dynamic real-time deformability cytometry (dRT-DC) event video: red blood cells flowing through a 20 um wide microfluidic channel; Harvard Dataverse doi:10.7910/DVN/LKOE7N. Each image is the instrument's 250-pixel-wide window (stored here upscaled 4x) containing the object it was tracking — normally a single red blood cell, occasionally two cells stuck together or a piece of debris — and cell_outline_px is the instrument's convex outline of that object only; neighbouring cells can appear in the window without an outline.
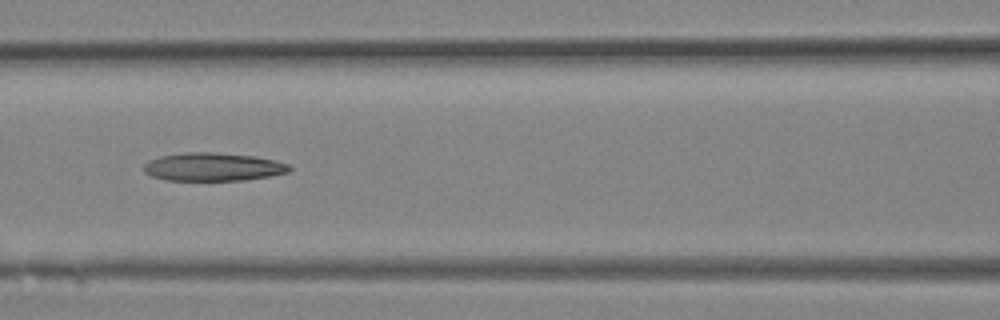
{"species": "Egyptian fruit bat (a non-hibernating species)", "species_latin": "Rousettus aegyptiacus", "temperature_condition": "room temperature", "stored_images_in_passage": 18, "camera_frame_rate_fps": 3000, "um_per_image_px": 0.085, "animal": {"sex": "female"}, "frame": {"image": 1, "passage_image": 13, "time_ms": 4.0, "image_size_px": [1000, 320], "cell_outline_px": [[292, 168], [288, 172], [268, 176], [244, 180], [164, 180], [152, 176], [144, 172], [144, 164], [148, 160], [160, 156], [184, 152], [212, 152], [256, 156], [276, 160], [288, 164]], "centroid_in_image_um": [18.09, 14.17], "position_along_channel_um": 148.5, "area_um2": 23.99}}
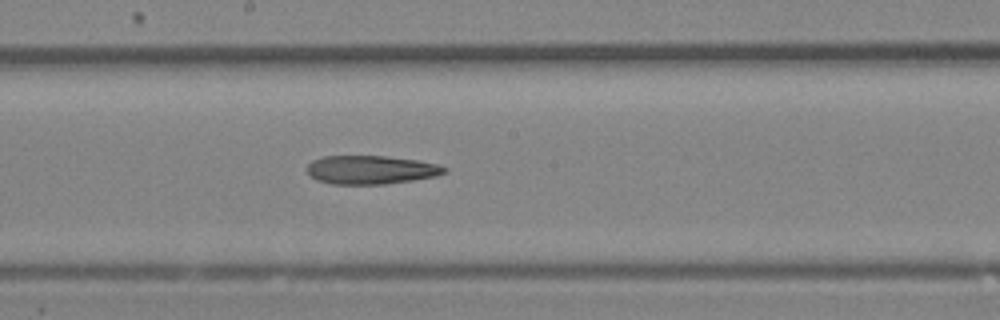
{"frame": {"image": 2, "passage_image": 16, "time_ms": 5.0, "image_size_px": [1000, 320], "cell_outline_px": [[448, 172], [436, 176], [412, 180], [384, 184], [332, 184], [316, 180], [308, 172], [308, 164], [312, 160], [320, 156], [384, 156], [420, 160], [436, 164], [448, 168]], "centroid_in_image_um": [31.54, 14.43], "position_along_channel_um": 216.7, "area_um2": 22.95}}
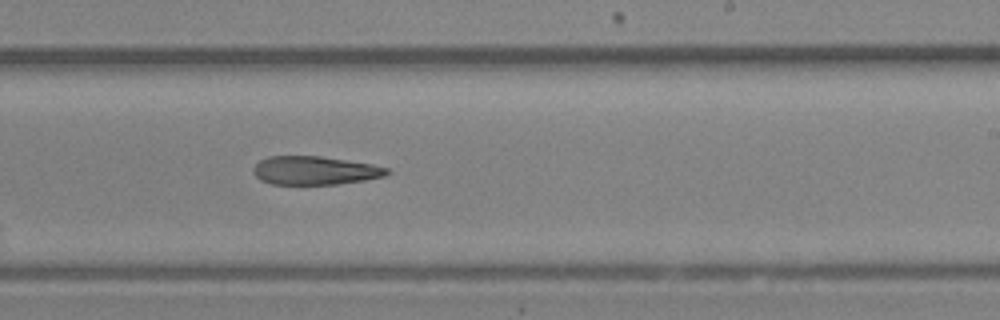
{"frame": {"image": 3, "passage_image": 18, "time_ms": 5.667, "image_size_px": [1000, 320], "cell_outline_px": [[392, 172], [384, 176], [364, 180], [336, 184], [272, 184], [260, 180], [252, 172], [252, 168], [260, 160], [268, 156], [320, 156], [372, 164], [388, 168]], "centroid_in_image_um": [26.74, 14.49], "position_along_channel_um": 262.3, "area_um2": 22.2}}